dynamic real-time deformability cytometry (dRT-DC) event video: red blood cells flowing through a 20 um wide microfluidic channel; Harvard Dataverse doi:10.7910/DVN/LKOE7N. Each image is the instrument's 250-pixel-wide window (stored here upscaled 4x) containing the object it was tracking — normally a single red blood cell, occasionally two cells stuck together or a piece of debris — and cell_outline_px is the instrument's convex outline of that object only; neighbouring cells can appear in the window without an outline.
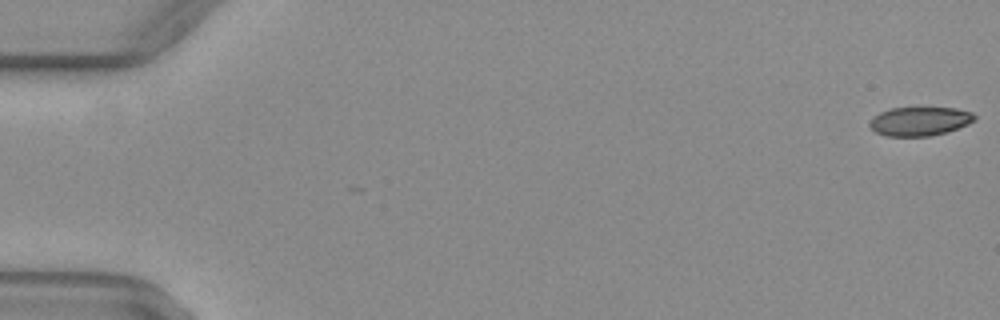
{"species": "common noctule bat (a hibernating species)", "species_latin": "Nyctalus noctula", "temperature_condition": "warm", "stored_images_in_passage": 13, "camera_frame_rate_fps": 3000, "um_per_image_px": 0.085, "animal": {"sex": "female", "body_mass_g": 29.2, "forearm_length_mm": 56.3}, "frame": {"image": 1, "passage_image": 1, "time_ms": 0.0, "image_size_px": [1000, 320], "cell_outline_px": [[976, 120], [968, 124], [948, 132], [928, 136], [888, 136], [876, 132], [868, 124], [872, 116], [880, 112], [892, 108], [956, 108], [972, 112], [976, 116]], "centroid_in_image_um": [78.19, 10.3], "position_along_channel_um": 6.8, "area_um2": 17.69}}